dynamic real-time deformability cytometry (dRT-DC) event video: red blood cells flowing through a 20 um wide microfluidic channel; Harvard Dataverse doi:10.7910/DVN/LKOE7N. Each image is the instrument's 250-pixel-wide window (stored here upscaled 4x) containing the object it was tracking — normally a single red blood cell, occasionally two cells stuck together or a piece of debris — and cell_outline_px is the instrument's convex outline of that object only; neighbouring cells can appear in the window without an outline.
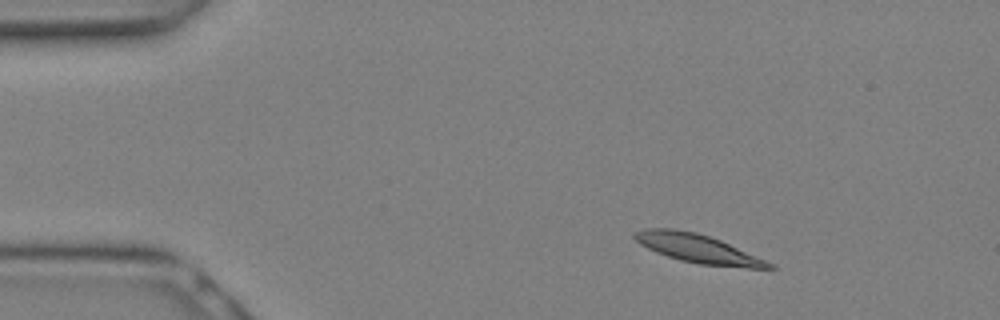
{"species": "Egyptian fruit bat (a non-hibernating species)", "species_latin": "Rousettus aegyptiacus", "temperature_condition": "warm", "stored_images_in_passage": 10, "camera_frame_rate_fps": 3000, "um_per_image_px": 0.085, "animal": {"sex": "female"}, "frame": {"image": 1, "passage_image": 4, "time_ms": 1.0, "image_size_px": [1000, 320], "cell_outline_px": [[776, 268], [748, 268], [700, 264], [680, 260], [656, 252], [640, 244], [632, 236], [632, 232], [644, 228], [676, 228], [696, 232], [720, 240], [764, 260], [772, 264]], "centroid_in_image_um": [59.22, 21.1], "position_along_channel_um": 25.8, "area_um2": 22.14}}
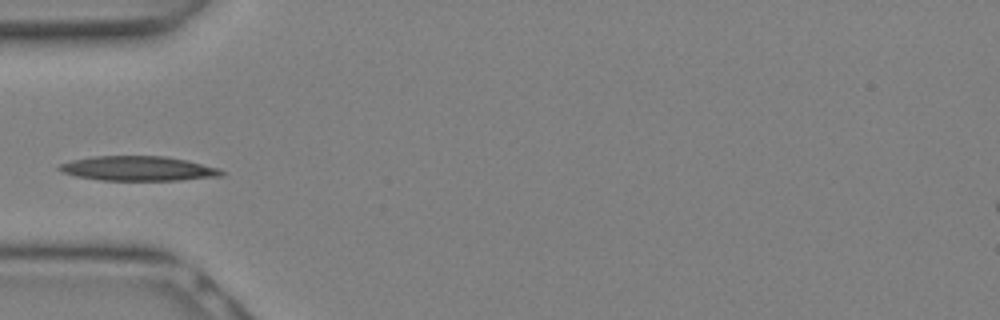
{"frame": {"image": 2, "passage_image": 9, "time_ms": 2.667, "image_size_px": [1000, 320], "cell_outline_px": [[224, 176], [180, 180], [100, 180], [76, 176], [64, 172], [56, 168], [60, 164], [72, 160], [92, 156], [168, 156], [188, 160], [220, 168], [224, 172]], "centroid_in_image_um": [11.79, 14.32], "position_along_channel_um": 73.2, "area_um2": 23.41}}